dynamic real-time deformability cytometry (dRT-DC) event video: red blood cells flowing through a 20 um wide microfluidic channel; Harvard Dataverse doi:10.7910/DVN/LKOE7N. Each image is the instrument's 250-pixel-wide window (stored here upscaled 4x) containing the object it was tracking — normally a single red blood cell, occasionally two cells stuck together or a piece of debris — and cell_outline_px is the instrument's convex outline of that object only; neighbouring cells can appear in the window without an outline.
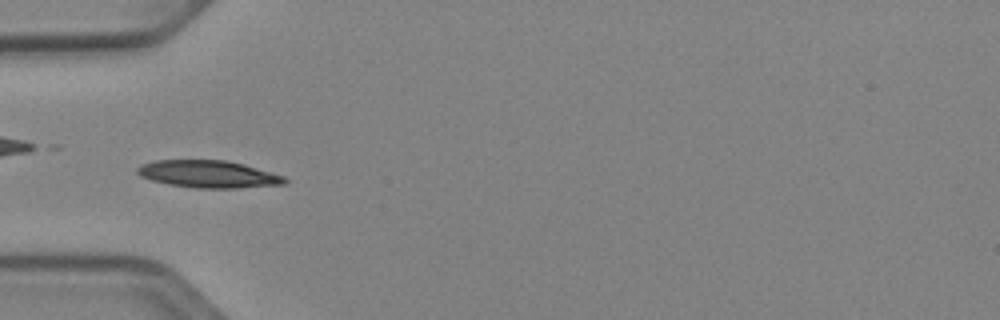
{"species": "Egyptian fruit bat (a non-hibernating species)", "species_latin": "Rousettus aegyptiacus", "temperature_condition": "cold", "stored_images_in_passage": 45, "camera_frame_rate_fps": 3000, "um_per_image_px": 0.085, "animal": {"sex": "female"}, "frame": {"image": 1, "passage_image": 10, "time_ms": 3.0, "image_size_px": [1000, 320], "cell_outline_px": [[288, 180], [284, 184], [236, 188], [196, 188], [168, 184], [152, 180], [140, 176], [136, 172], [136, 168], [144, 164], [156, 160], [224, 160], [244, 164], [284, 176]], "centroid_in_image_um": [17.71, 14.8], "position_along_channel_um": 67.3, "area_um2": 23.29}}
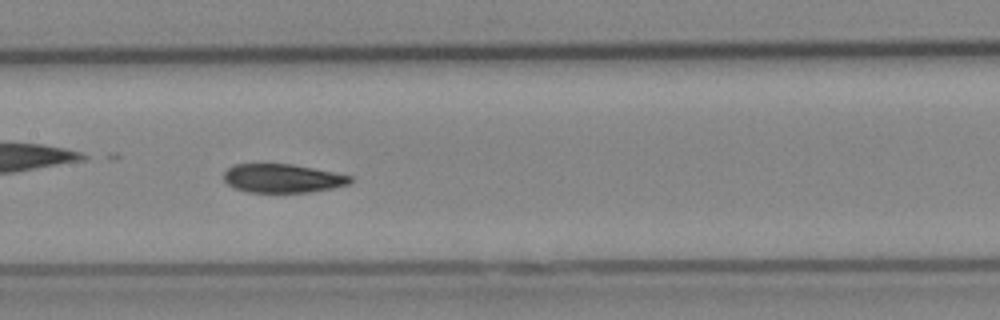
{"frame": {"image": 2, "passage_image": 19, "time_ms": 6.0, "image_size_px": [1000, 320], "cell_outline_px": [[352, 180], [348, 184], [332, 188], [308, 192], [248, 192], [232, 188], [224, 180], [224, 172], [232, 164], [292, 164], [352, 176]], "centroid_in_image_um": [23.96, 15.16], "position_along_channel_um": 183.4, "area_um2": 21.04}}
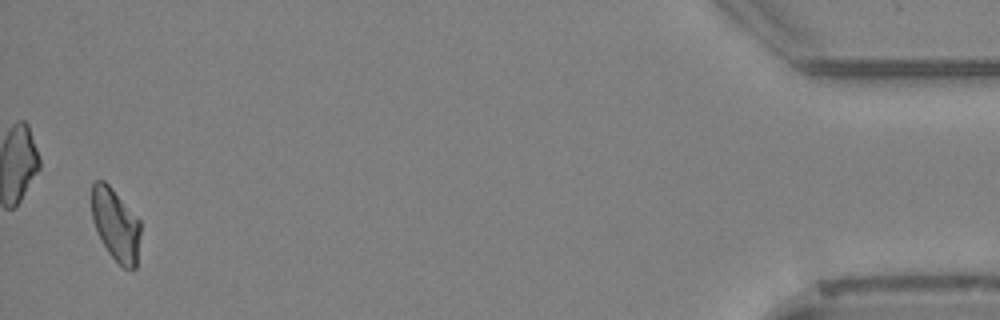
{"frame": {"image": 3, "passage_image": 44, "time_ms": 14.333, "image_size_px": [1000, 320], "cell_outline_px": [[140, 232], [136, 268], [124, 268], [108, 252], [96, 232], [92, 220], [92, 184], [96, 180], [104, 180], [112, 188], [140, 220]], "centroid_in_image_um": [9.82, 19.08], "position_along_channel_um": 425.4, "area_um2": 20.46}, "authors_computed_cell_mechanics": {"area_um2": 21.8484, "velocity_mm_per_s": 3.9077, "shape_relaxation_time_tau1_ms": 4.2432, "shape_relaxation_time_tau2_ms": 1.9805, "deformation_change_tau1": 0.1171, "deformation_change_tau2": 0.0658}}